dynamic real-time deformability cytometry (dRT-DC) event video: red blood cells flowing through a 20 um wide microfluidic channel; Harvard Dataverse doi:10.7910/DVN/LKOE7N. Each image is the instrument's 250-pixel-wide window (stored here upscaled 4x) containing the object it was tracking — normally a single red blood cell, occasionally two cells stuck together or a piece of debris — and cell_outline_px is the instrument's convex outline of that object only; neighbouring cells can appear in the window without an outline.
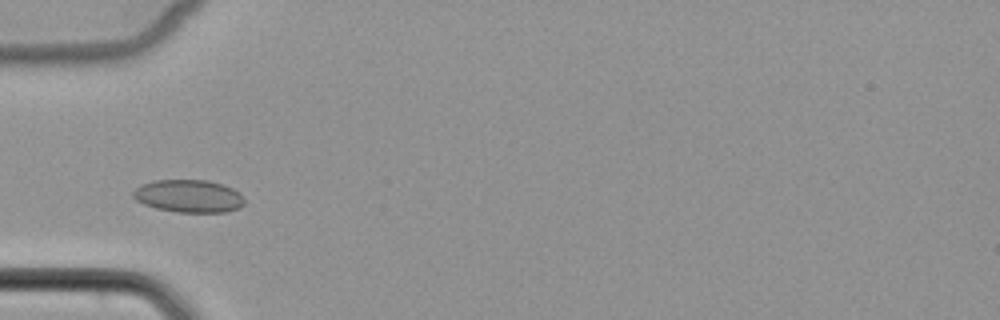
{"species": "common noctule bat (a hibernating species)", "species_latin": "Nyctalus noctula", "temperature_condition": "cold", "stored_images_in_passage": 36, "camera_frame_rate_fps": 3000, "um_per_image_px": 0.085, "animal": {"sex": "female", "body_mass_g": 22.7, "forearm_length_mm": 54.2}, "frame": {"image": 1, "passage_image": 1, "time_ms": 0.0, "image_size_px": [1000, 320], "cell_outline_px": [[244, 204], [240, 208], [224, 212], [176, 212], [156, 208], [144, 204], [136, 200], [132, 196], [132, 192], [140, 184], [152, 180], [208, 180], [232, 188], [240, 192], [244, 200]], "centroid_in_image_um": [16.02, 16.66], "position_along_channel_um": 69.0, "area_um2": 21.33}}
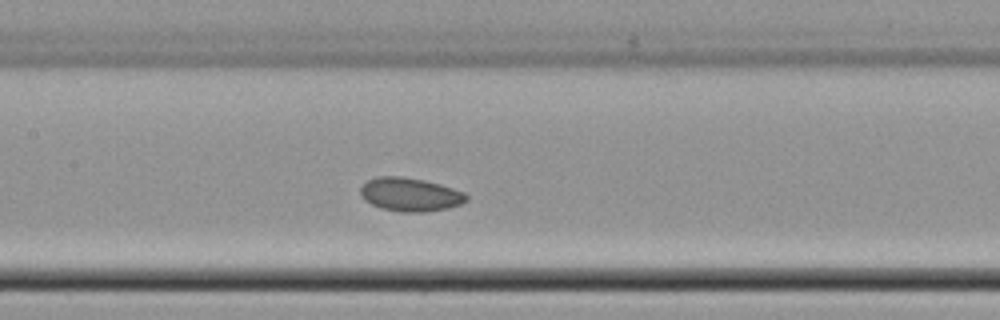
{"frame": {"image": 2, "passage_image": 9, "time_ms": 2.667, "image_size_px": [1000, 320], "cell_outline_px": [[468, 200], [460, 204], [448, 208], [424, 212], [400, 212], [380, 208], [364, 200], [360, 196], [360, 188], [368, 180], [376, 176], [400, 176], [424, 180], [440, 184], [464, 192], [468, 196]], "centroid_in_image_um": [34.84, 16.53], "position_along_channel_um": 172.6, "area_um2": 20.81}}
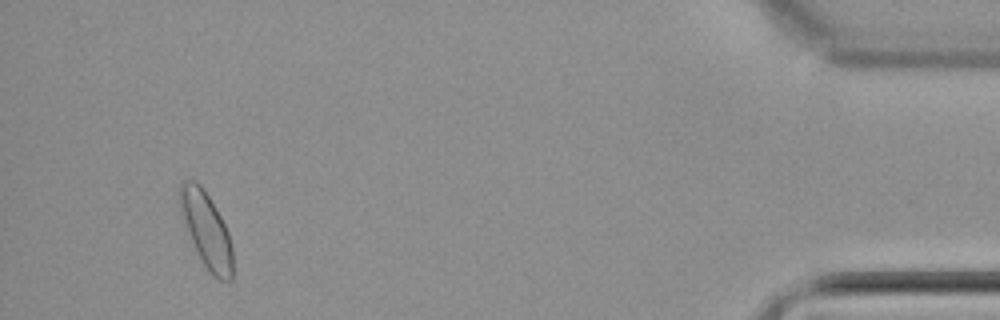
{"frame": {"image": 3, "passage_image": 33, "time_ms": 10.667, "image_size_px": [1000, 320], "cell_outline_px": [[232, 280], [220, 280], [212, 276], [208, 272], [180, 216], [180, 184], [184, 180], [196, 180], [200, 184], [208, 196], [220, 216], [228, 232], [232, 244]], "centroid_in_image_um": [17.54, 19.54], "position_along_channel_um": 417.7, "area_um2": 22.83}}